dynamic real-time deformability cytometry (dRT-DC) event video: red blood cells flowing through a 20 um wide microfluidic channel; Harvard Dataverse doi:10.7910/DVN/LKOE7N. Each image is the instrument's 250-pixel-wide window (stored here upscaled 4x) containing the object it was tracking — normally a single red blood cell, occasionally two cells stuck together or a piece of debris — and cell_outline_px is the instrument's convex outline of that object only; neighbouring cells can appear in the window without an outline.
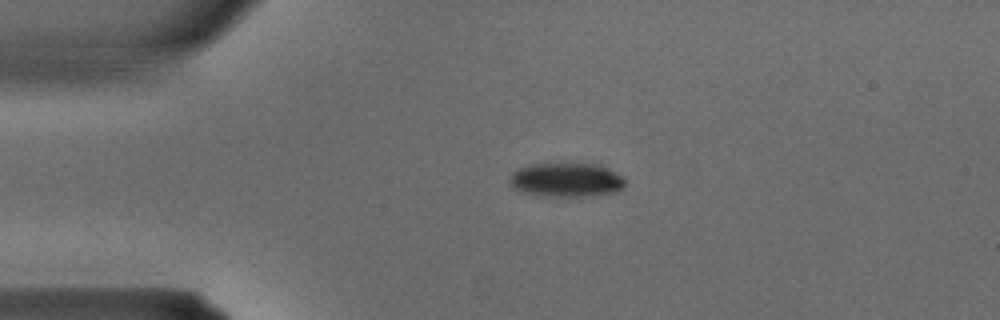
{"species": "common noctule bat (a hibernating species)", "species_latin": "Nyctalus noctula", "temperature_condition": "warm", "stored_images_in_passage": 35, "camera_frame_rate_fps": 3000, "um_per_image_px": 0.085, "animal": {"sex": "male", "body_mass_g": 15.6}, "frame": {"image": 1, "passage_image": 7, "time_ms": 2.0, "image_size_px": [1000, 320], "cell_outline_px": [[624, 188], [616, 192], [584, 196], [532, 196], [520, 192], [512, 188], [508, 180], [508, 176], [516, 168], [528, 164], [600, 164], [624, 176]], "centroid_in_image_um": [48.07, 15.3], "position_along_channel_um": 36.9, "area_um2": 23.47}}
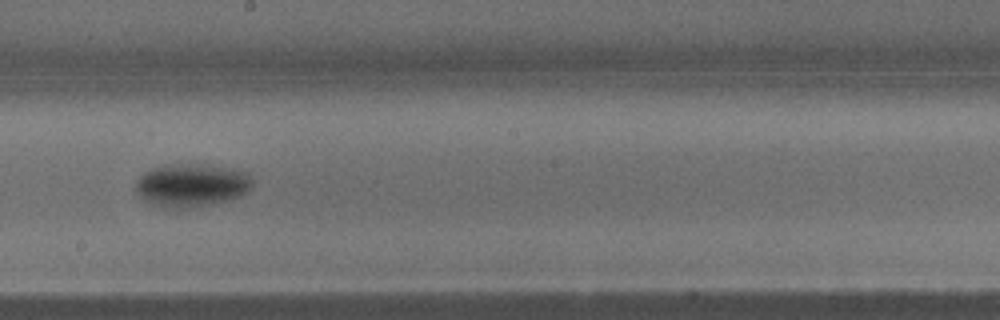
{"frame": {"image": 2, "passage_image": 19, "time_ms": 6.0, "image_size_px": [1000, 320], "cell_outline_px": [[252, 188], [240, 196], [208, 204], [172, 208], [168, 208], [152, 204], [144, 200], [136, 192], [136, 180], [144, 172], [152, 168], [184, 164], [208, 164], [248, 172], [252, 176]], "centroid_in_image_um": [16.29, 15.72], "position_along_channel_um": 231.9, "area_um2": 28.9}}
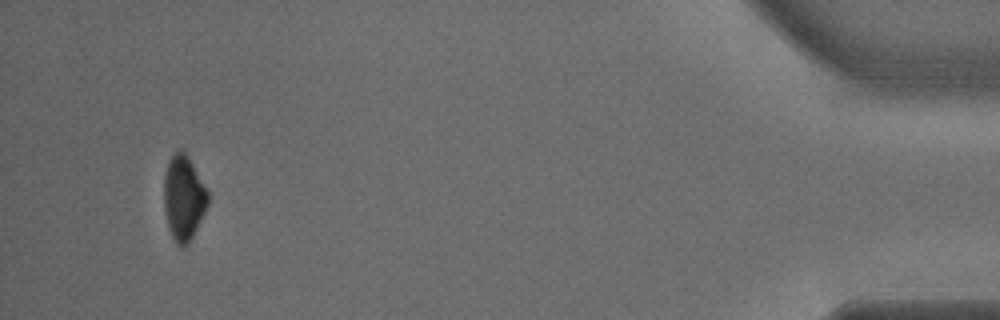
{"frame": {"image": 3, "passage_image": 33, "time_ms": 10.667, "image_size_px": [1000, 320], "cell_outline_px": [[208, 204], [192, 236], [184, 248], [180, 248], [172, 236], [168, 228], [164, 204], [164, 176], [168, 164], [172, 156], [180, 148], [184, 148], [208, 192]], "centroid_in_image_um": [15.6, 16.8], "position_along_channel_um": 419.6, "area_um2": 21.44}}